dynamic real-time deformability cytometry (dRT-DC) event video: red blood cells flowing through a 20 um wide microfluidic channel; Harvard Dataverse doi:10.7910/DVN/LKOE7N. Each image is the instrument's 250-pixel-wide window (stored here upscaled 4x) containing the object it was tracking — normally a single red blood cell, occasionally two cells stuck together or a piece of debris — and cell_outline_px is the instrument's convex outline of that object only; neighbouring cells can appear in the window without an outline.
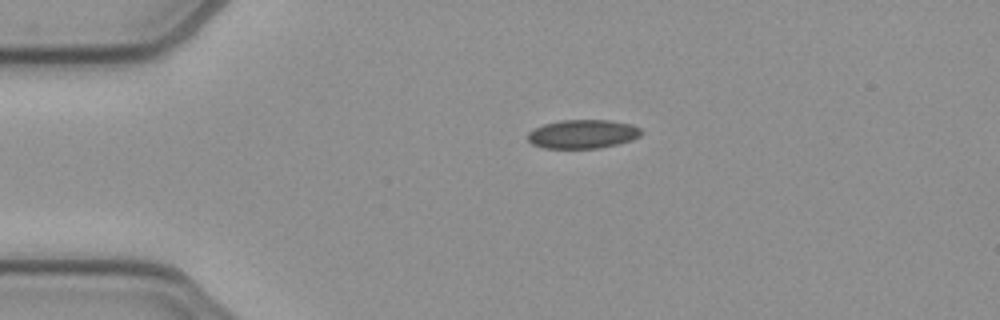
{"species": "common noctule bat (a hibernating species)", "species_latin": "Nyctalus noctula", "temperature_condition": "cold", "stored_images_in_passage": 42, "camera_frame_rate_fps": 3000, "um_per_image_px": 0.085, "animal": {"sex": "female", "body_mass_g": 21.9}, "frame": {"image": 1, "passage_image": 1, "time_ms": 0.0, "image_size_px": [1000, 320], "cell_outline_px": [[644, 132], [640, 136], [632, 140], [600, 148], [544, 148], [532, 144], [528, 140], [528, 132], [544, 124], [560, 120], [608, 120], [632, 124], [640, 128]], "centroid_in_image_um": [49.56, 11.39], "position_along_channel_um": 35.4, "area_um2": 19.07}}
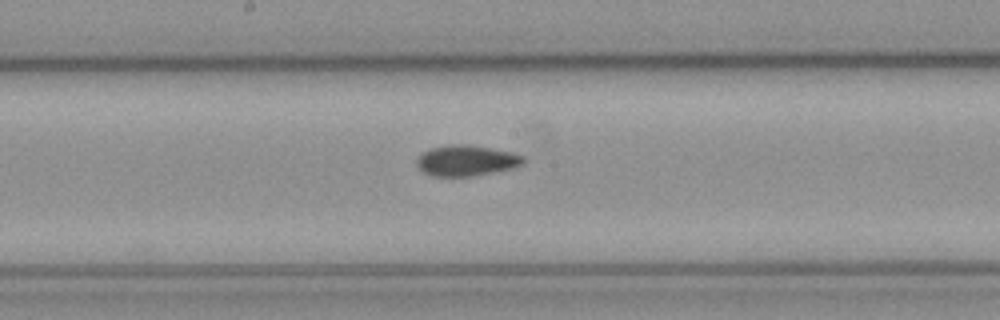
{"frame": {"image": 2, "passage_image": 17, "time_ms": 5.333, "image_size_px": [1000, 320], "cell_outline_px": [[524, 164], [512, 168], [472, 176], [432, 176], [424, 172], [416, 164], [416, 160], [424, 152], [432, 148], [452, 144], [468, 144], [512, 152], [524, 156]], "centroid_in_image_um": [39.66, 13.64], "position_along_channel_um": 208.5, "area_um2": 18.9}}
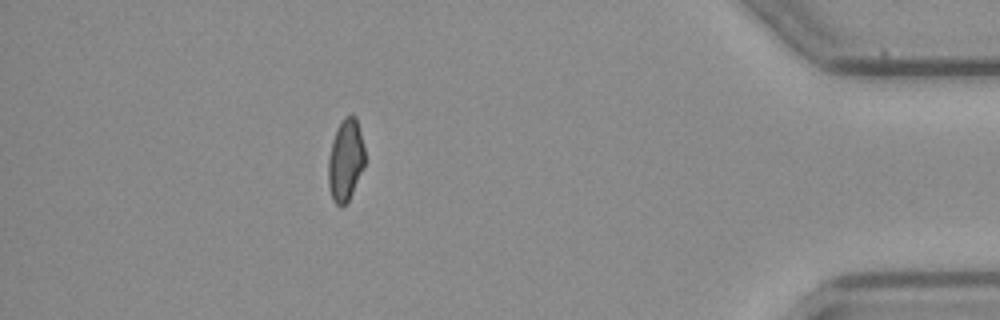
{"frame": {"image": 3, "passage_image": 36, "time_ms": 11.667, "image_size_px": [1000, 320], "cell_outline_px": [[364, 164], [352, 192], [348, 200], [340, 208], [332, 200], [328, 184], [328, 160], [332, 140], [336, 128], [344, 116], [352, 112], [356, 116], [364, 148]], "centroid_in_image_um": [29.35, 13.56], "position_along_channel_um": 405.9, "area_um2": 17.46}, "authors_computed_cell_mechanics": {"area_um2": 18.5827, "velocity_mm_per_s": 3.9136, "shape_relaxation_time_tau1_ms": null, "shape_relaxation_time_tau2_ms": 7.2424, "deformation_change_tau1": null, "deformation_change_tau2": 0.1032}}